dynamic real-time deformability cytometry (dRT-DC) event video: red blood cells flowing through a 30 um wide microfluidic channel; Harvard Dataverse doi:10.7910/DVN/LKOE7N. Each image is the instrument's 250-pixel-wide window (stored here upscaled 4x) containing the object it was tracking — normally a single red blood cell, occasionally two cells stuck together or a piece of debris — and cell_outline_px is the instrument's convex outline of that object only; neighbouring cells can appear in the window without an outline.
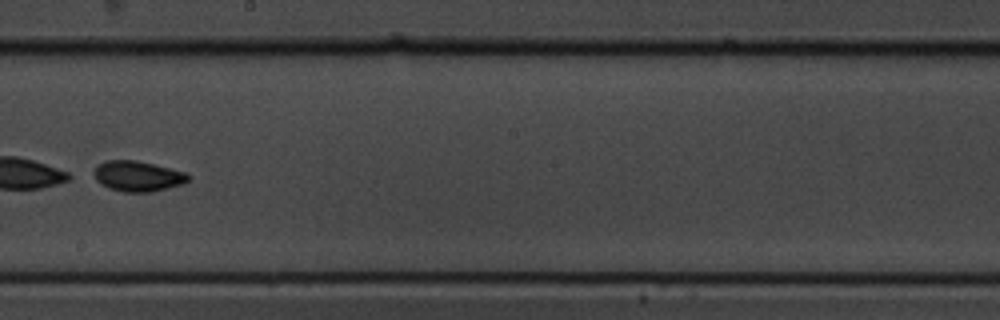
{"species": "common noctule bat (a hibernating species)", "species_latin": "Nyctalus noctula", "temperature_condition": "cold", "stored_images_in_passage": 13, "camera_frame_rate_fps": 3000, "um_per_image_px": 0.085, "animal": {"sex": "male", "body_mass_g": 19.5, "forearm_length_mm": 54.6}, "frame": {"image": 1, "passage_image": 8, "time_ms": 2.333, "image_size_px": [1000, 320], "cell_outline_px": [[192, 176], [184, 184], [152, 192], [124, 192], [108, 188], [100, 184], [96, 180], [92, 172], [100, 164], [108, 160], [136, 160], [188, 172]], "centroid_in_image_um": [11.75, 14.98], "position_along_channel_um": 236.5, "area_um2": 16.94}}
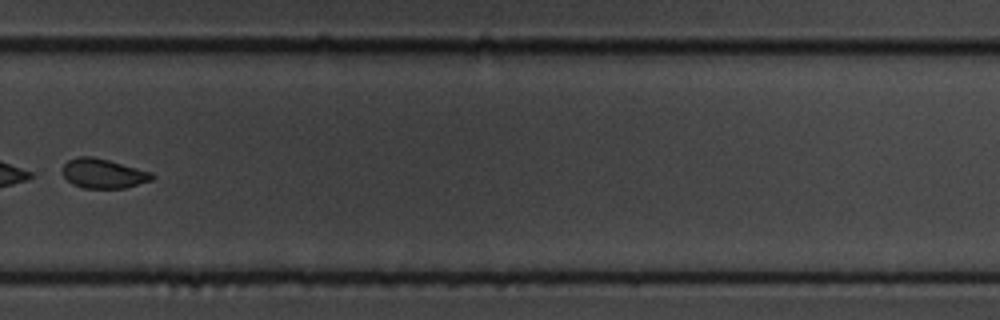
{"frame": {"image": 2, "passage_image": 10, "time_ms": 3.0, "image_size_px": [1000, 320], "cell_outline_px": [[156, 176], [152, 180], [124, 188], [84, 188], [72, 184], [60, 172], [60, 168], [68, 160], [80, 156], [92, 156], [108, 160], [152, 172]], "centroid_in_image_um": [8.75, 14.74], "position_along_channel_um": 321.0, "area_um2": 15.49}}